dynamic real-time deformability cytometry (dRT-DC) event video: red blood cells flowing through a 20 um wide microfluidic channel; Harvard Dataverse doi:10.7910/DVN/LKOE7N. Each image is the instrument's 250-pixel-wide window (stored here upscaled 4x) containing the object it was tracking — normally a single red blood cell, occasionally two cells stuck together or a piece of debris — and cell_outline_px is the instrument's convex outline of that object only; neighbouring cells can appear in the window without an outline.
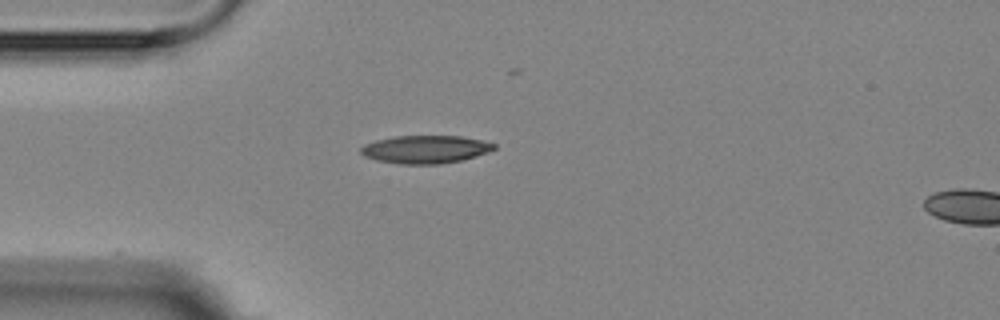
{"species": "Egyptian fruit bat (a non-hibernating species)", "species_latin": "Rousettus aegyptiacus", "temperature_condition": "room temperature", "stored_images_in_passage": 2, "segment_of_instrument_passage": [1, 2], "camera_frame_rate_fps": 3000, "um_per_image_px": 0.085, "animal": {"sex": "female"}, "frame": {"image": 1, "passage_image": 1, "time_ms": 0.0, "image_size_px": [1000, 320], "cell_outline_px": [[496, 148], [488, 152], [476, 156], [460, 160], [440, 164], [400, 164], [376, 160], [364, 156], [360, 152], [360, 148], [364, 144], [376, 140], [396, 136], [460, 136], [480, 140], [496, 144]], "centroid_in_image_um": [36.13, 12.69], "position_along_channel_um": 48.9, "area_um2": 21.62}}